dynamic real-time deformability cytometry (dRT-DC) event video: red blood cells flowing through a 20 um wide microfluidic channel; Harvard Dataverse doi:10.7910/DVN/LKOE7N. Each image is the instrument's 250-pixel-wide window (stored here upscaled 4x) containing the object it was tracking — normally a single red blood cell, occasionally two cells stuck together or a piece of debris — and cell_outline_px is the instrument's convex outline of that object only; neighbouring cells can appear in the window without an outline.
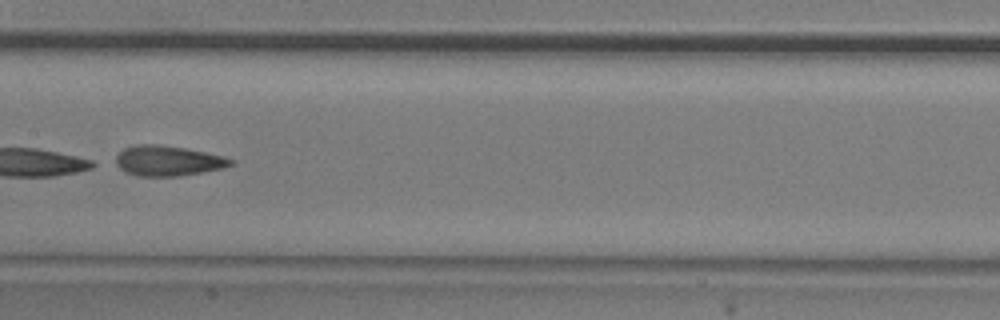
{"species": "common noctule bat (a hibernating species)", "species_latin": "Nyctalus noctula", "temperature_condition": "room temperature", "stored_images_in_passage": 9, "camera_frame_rate_fps": 3000, "um_per_image_px": 0.085, "animal": {"sex": "male", "body_mass_g": 20.5, "forearm_length_mm": 52.5}, "frame": {"image": 1, "passage_image": 6, "time_ms": 6.667, "image_size_px": [1000, 320], "cell_outline_px": [[236, 164], [224, 168], [180, 176], [136, 176], [124, 172], [112, 164], [116, 156], [124, 148], [136, 144], [152, 144], [184, 148], [204, 152], [236, 160]], "centroid_in_image_um": [14.23, 13.68], "position_along_channel_um": 193.2, "area_um2": 20.46}}
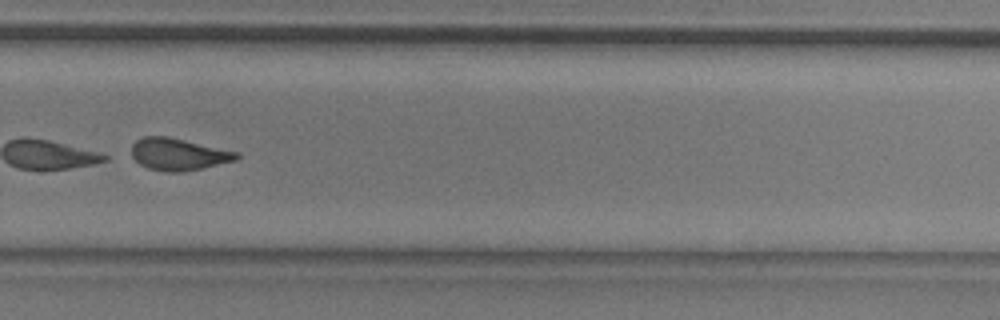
{"frame": {"image": 2, "passage_image": 9, "time_ms": 10.0, "image_size_px": [1000, 320], "cell_outline_px": [[240, 156], [236, 160], [184, 172], [164, 172], [148, 168], [140, 164], [132, 156], [132, 144], [136, 140], [144, 136], [168, 136], [240, 152]], "centroid_in_image_um": [15.17, 13.11], "position_along_channel_um": 314.6, "area_um2": 19.71}}